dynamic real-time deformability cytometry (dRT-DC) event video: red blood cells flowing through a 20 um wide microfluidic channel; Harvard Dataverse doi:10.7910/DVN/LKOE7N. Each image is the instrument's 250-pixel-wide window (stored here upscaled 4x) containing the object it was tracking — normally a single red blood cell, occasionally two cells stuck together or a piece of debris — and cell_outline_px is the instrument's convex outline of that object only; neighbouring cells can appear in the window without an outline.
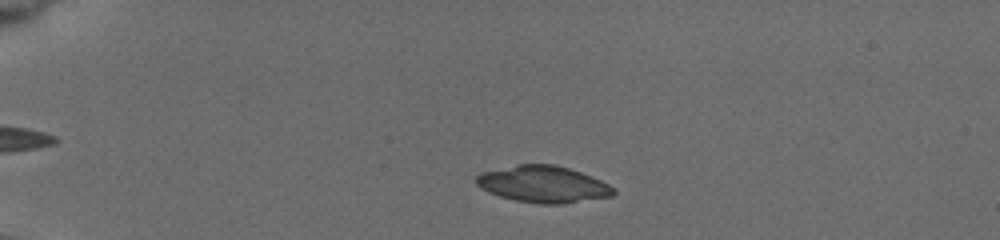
{"species": "common noctule bat (a hibernating species)", "species_latin": "Nyctalus noctula", "temperature_condition": "cold", "stored_images_in_passage": 16, "camera_frame_rate_fps": 3000, "um_per_image_px": 0.085, "animal": {"sex": "female", "body_mass_g": 19.5, "forearm_length_mm": 54.1}, "frame": {"image": 1, "passage_image": 5, "time_ms": 1.667, "image_size_px": [1000, 240], "cell_outline_px": [[616, 192], [612, 196], [560, 204], [540, 204], [516, 200], [500, 196], [488, 192], [480, 188], [472, 180], [480, 172], [516, 164], [552, 164], [568, 168], [580, 172], [600, 180], [616, 188]], "centroid_in_image_um": [46.12, 15.65], "position_along_channel_um": 38.9, "area_um2": 29.42}}
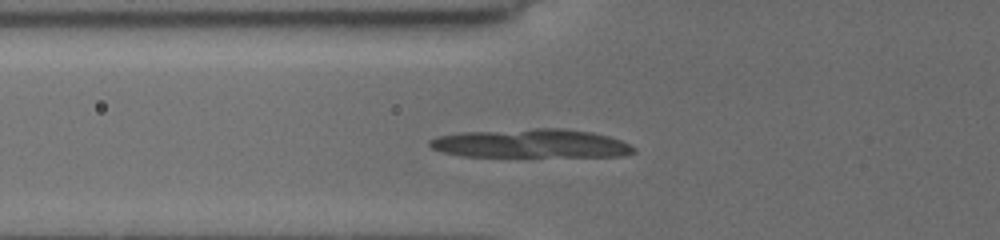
{"frame": {"image": 2, "passage_image": 12, "time_ms": 4.333, "image_size_px": [1000, 240], "cell_outline_px": [[636, 152], [624, 156], [460, 156], [444, 152], [432, 148], [428, 144], [428, 140], [436, 136], [460, 132], [532, 128], [564, 128], [592, 132], [608, 136], [620, 140], [636, 148]], "centroid_in_image_um": [45.12, 12.19], "position_along_channel_um": 80.7, "area_um2": 34.39}}